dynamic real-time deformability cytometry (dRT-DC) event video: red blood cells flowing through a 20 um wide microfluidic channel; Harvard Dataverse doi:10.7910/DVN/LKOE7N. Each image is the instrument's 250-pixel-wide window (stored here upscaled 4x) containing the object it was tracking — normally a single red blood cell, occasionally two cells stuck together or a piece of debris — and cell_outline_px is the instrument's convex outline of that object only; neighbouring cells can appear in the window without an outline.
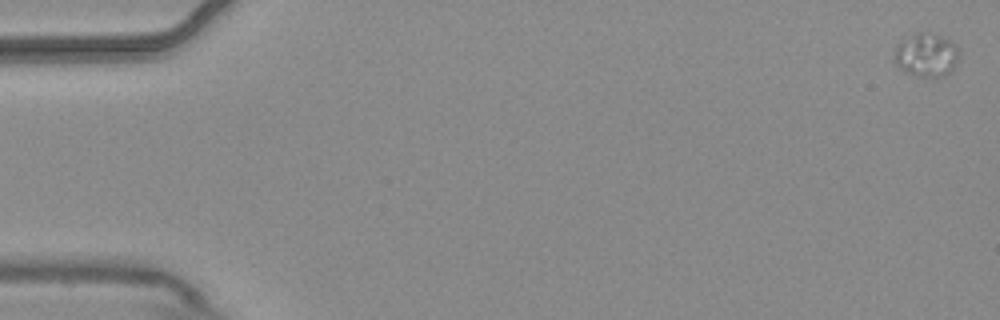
{"species": "common noctule bat (a hibernating species)", "species_latin": "Nyctalus noctula", "temperature_condition": "warm", "stored_images_in_passage": 5, "camera_frame_rate_fps": 3000, "um_per_image_px": 0.085, "animal": {"sex": "male", "body_mass_g": 20.4}, "frame": {"image": 1, "passage_image": 1, "time_ms": 0.0, "image_size_px": [1000, 320], "cell_outline_px": [[956, 60], [952, 68], [944, 76], [912, 76], [896, 64], [896, 48], [900, 44], [912, 36], [920, 32], [940, 36], [952, 40], [956, 44]], "centroid_in_image_um": [78.75, 4.69], "position_along_channel_um": 6.2, "area_um2": 15.49}}